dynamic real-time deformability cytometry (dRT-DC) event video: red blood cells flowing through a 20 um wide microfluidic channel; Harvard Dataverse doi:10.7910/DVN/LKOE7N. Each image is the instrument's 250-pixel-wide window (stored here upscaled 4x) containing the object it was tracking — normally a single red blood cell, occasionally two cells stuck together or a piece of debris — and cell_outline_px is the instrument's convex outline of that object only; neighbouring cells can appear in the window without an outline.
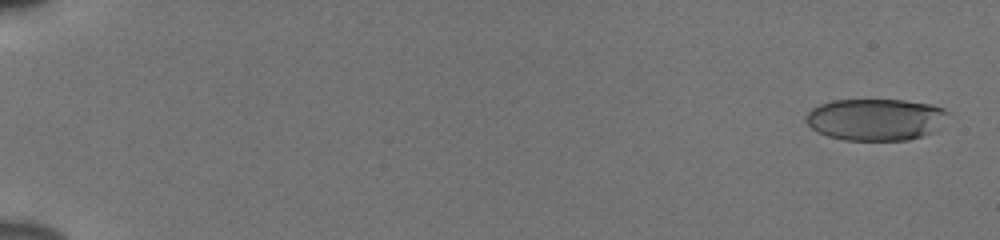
{"species": "human", "species_latin": "Homo sapiens", "temperature_condition": "cold", "stored_images_in_passage": 55, "camera_frame_rate_fps": 3000, "um_per_image_px": 0.085, "donor": {"sex": "male"}, "frame": {"image": 1, "passage_image": 2, "time_ms": 0.333, "image_size_px": [1000, 240], "cell_outline_px": [[948, 112], [936, 132], [908, 140], [844, 140], [828, 136], [816, 132], [804, 120], [804, 116], [812, 108], [820, 104], [832, 100], [904, 100], [932, 104], [944, 108]], "centroid_in_image_um": [74.41, 10.15], "position_along_channel_um": 10.6, "area_um2": 34.85}}
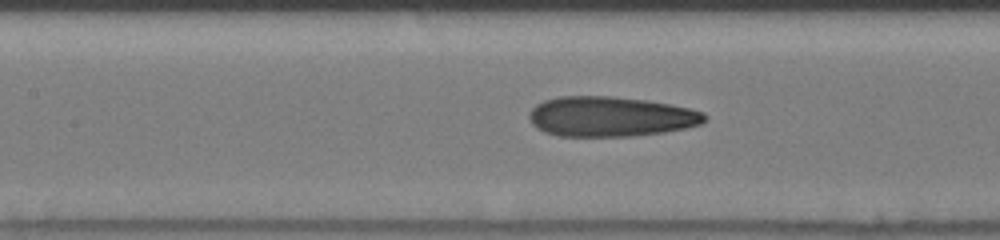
{"frame": {"image": 2, "passage_image": 28, "time_ms": 9.0, "image_size_px": [1000, 240], "cell_outline_px": [[708, 116], [700, 124], [684, 128], [664, 132], [632, 136], [560, 136], [544, 132], [536, 128], [532, 124], [528, 116], [528, 112], [536, 104], [544, 100], [560, 96], [612, 96], [648, 100], [672, 104], [704, 112]], "centroid_in_image_um": [51.87, 9.9], "position_along_channel_um": 155.5, "area_um2": 41.15}}
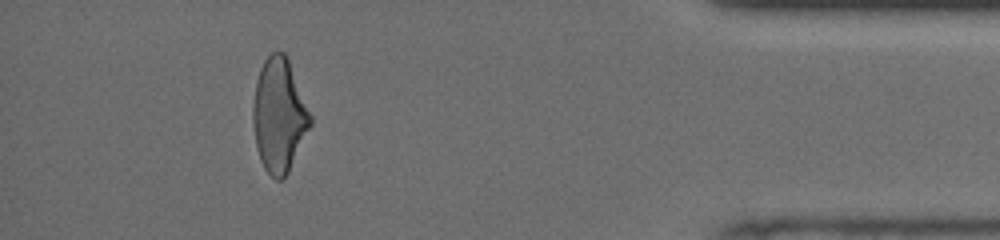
{"frame": {"image": 3, "passage_image": 51, "time_ms": 16.667, "image_size_px": [1000, 240], "cell_outline_px": [[312, 124], [288, 172], [280, 180], [276, 180], [264, 168], [260, 160], [256, 148], [252, 124], [252, 104], [256, 80], [260, 68], [264, 60], [272, 52], [284, 52], [288, 60], [312, 116]], "centroid_in_image_um": [23.7, 9.81], "position_along_channel_um": 411.5, "area_um2": 37.97}, "authors_computed_cell_mechanics": {"area_um2": 39.015, "velocity_mm_per_s": 3.8715, "shape_relaxation_time_tau1_ms": 8.7972, "shape_relaxation_time_tau2_ms": 1.7496, "deformation_change_tau1": 0.2277, "deformation_change_tau2": 0.1109}}